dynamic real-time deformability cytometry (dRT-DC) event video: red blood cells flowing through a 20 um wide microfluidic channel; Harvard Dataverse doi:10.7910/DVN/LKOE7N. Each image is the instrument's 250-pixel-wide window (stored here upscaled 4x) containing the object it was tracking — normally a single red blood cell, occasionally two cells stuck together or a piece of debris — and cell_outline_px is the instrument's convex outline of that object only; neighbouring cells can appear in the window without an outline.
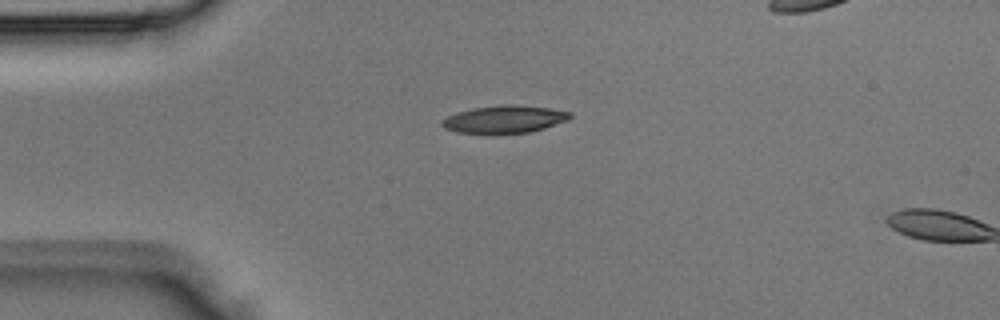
{"species": "Egyptian fruit bat (a non-hibernating species)", "species_latin": "Rousettus aegyptiacus", "temperature_condition": "room temperature", "stored_images_in_passage": 2, "camera_frame_rate_fps": 3000, "um_per_image_px": 0.085, "animal": {"sex": "male"}, "frame": {"image": 1, "passage_image": 1, "time_ms": 0.0, "image_size_px": [1000, 320], "cell_outline_px": [[572, 116], [568, 120], [544, 128], [528, 132], [492, 136], [488, 136], [456, 132], [444, 128], [440, 124], [448, 116], [456, 112], [472, 108], [504, 104], [512, 104], [548, 108], [572, 112]], "centroid_in_image_um": [42.83, 10.17], "position_along_channel_um": 42.2, "area_um2": 21.21}}